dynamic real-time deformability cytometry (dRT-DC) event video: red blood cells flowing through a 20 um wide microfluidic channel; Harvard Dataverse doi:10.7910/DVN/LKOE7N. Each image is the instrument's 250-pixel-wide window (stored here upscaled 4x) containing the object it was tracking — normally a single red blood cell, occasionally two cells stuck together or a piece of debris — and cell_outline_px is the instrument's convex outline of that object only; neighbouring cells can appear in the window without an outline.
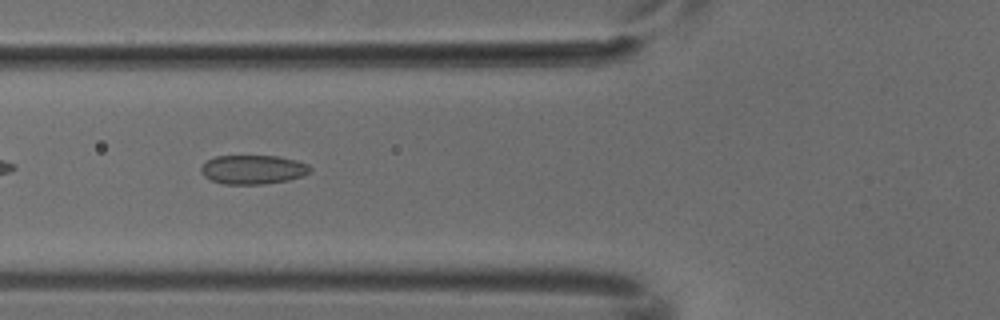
{"species": "common noctule bat (a hibernating species)", "species_latin": "Nyctalus noctula", "temperature_condition": "cold", "stored_images_in_passage": 6, "camera_frame_rate_fps": 3000, "um_per_image_px": 0.085, "animal": {"sex": "male", "body_mass_g": 18.8}, "frame": {"image": 1, "passage_image": 5, "time_ms": 1.333, "image_size_px": [1000, 320], "cell_outline_px": [[312, 172], [304, 176], [288, 180], [264, 184], [224, 184], [212, 180], [204, 176], [200, 172], [200, 168], [208, 160], [216, 156], [276, 156], [296, 160], [308, 164], [312, 168]], "centroid_in_image_um": [21.54, 14.41], "position_along_channel_um": 104.3, "area_um2": 18.55}}
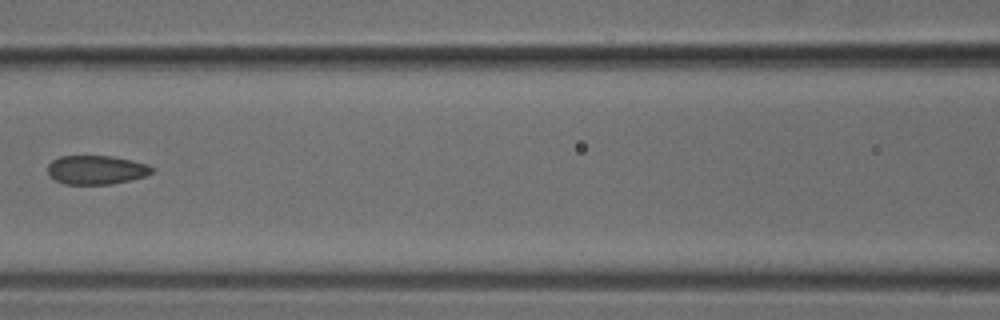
{"frame": {"image": 2, "passage_image": 6, "time_ms": 1.667, "image_size_px": [1000, 320], "cell_outline_px": [[156, 168], [152, 172], [144, 176], [112, 184], [64, 184], [48, 176], [48, 164], [52, 160], [60, 156], [112, 156], [132, 160], [148, 164]], "centroid_in_image_um": [8.18, 14.43], "position_along_channel_um": 158.4, "area_um2": 17.63}}